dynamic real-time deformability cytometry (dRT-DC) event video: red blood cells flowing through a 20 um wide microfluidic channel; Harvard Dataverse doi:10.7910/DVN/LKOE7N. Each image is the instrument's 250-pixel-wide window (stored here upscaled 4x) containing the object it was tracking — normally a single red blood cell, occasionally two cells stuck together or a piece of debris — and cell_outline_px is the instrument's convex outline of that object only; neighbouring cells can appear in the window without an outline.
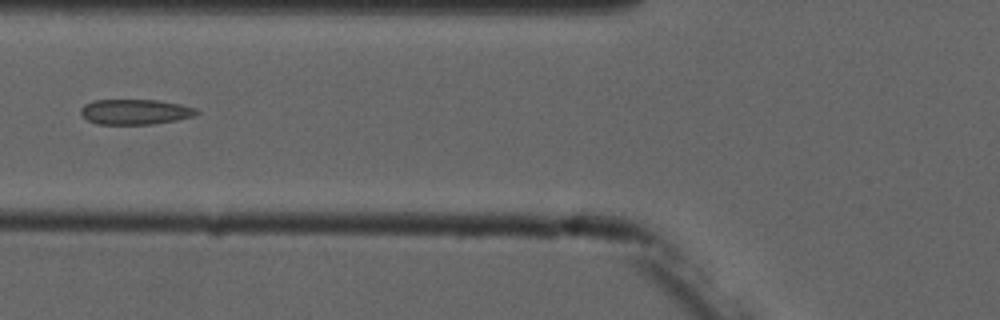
{"species": "common noctule bat (a hibernating species)", "species_latin": "Nyctalus noctula", "temperature_condition": "cold", "stored_images_in_passage": 6, "camera_frame_rate_fps": 3000, "um_per_image_px": 0.085, "animal": {"sex": "male", "forearm_length_mm": 52.5}, "frame": {"image": 1, "passage_image": 6, "time_ms": 6.667, "image_size_px": [1000, 320], "cell_outline_px": [[200, 112], [192, 116], [176, 120], [152, 124], [96, 124], [88, 120], [80, 112], [80, 108], [84, 104], [92, 100], [156, 100], [180, 104], [196, 108]], "centroid_in_image_um": [11.46, 9.5], "position_along_channel_um": 114.3, "area_um2": 16.99}}